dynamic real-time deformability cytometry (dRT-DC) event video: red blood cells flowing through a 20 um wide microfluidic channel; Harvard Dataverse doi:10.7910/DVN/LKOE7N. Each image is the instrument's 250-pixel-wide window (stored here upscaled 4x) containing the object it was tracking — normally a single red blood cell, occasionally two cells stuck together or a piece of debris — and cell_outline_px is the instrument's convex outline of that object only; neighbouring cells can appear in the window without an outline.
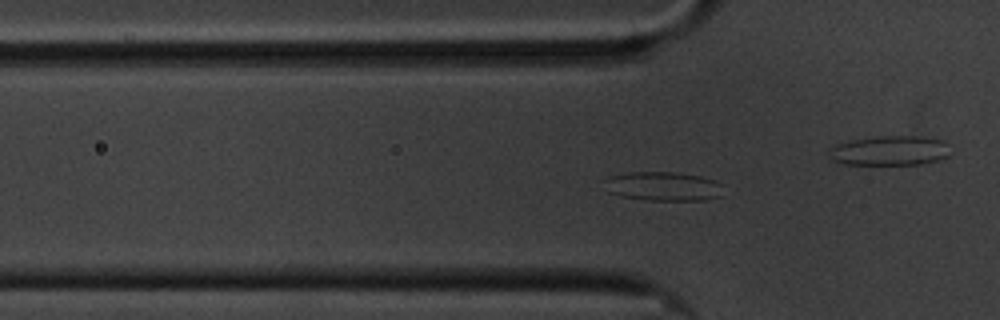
{"species": "common noctule bat (a hibernating species)", "species_latin": "Nyctalus noctula", "temperature_condition": "cold", "stored_images_in_passage": 61, "camera_frame_rate_fps": 3000, "um_per_image_px": 0.085, "animal": {"sex": "male", "body_mass_g": 20.1, "forearm_length_mm": 53.5}, "frame": {"image": 1, "passage_image": 19, "time_ms": 6.0, "image_size_px": [1000, 320], "cell_outline_px": [[724, 196], [704, 200], [644, 200], [620, 196], [608, 192], [604, 180], [608, 176], [632, 172], [676, 172], [700, 176], [716, 180], [724, 184]], "centroid_in_image_um": [56.44, 15.84], "position_along_channel_um": 69.4, "area_um2": 20.58}}
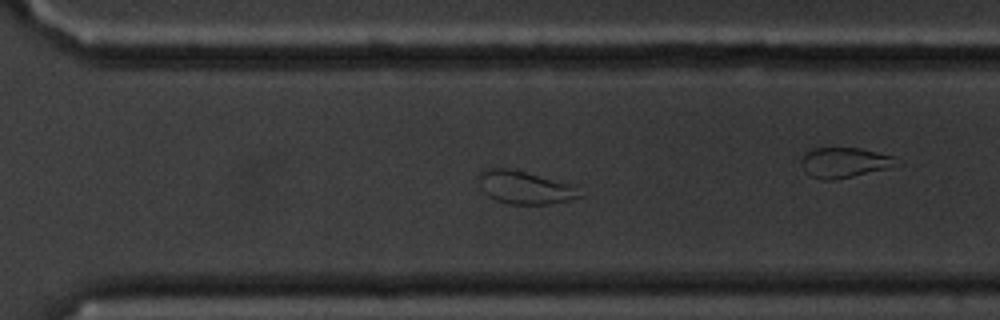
{"frame": {"image": 2, "passage_image": 42, "time_ms": 13.667, "image_size_px": [1000, 320], "cell_outline_px": [[584, 196], [568, 200], [548, 204], [508, 204], [496, 200], [488, 196], [480, 188], [476, 176], [484, 168], [508, 168], [576, 184]], "centroid_in_image_um": [44.61, 15.92], "position_along_channel_um": 326.0, "area_um2": 19.83}}
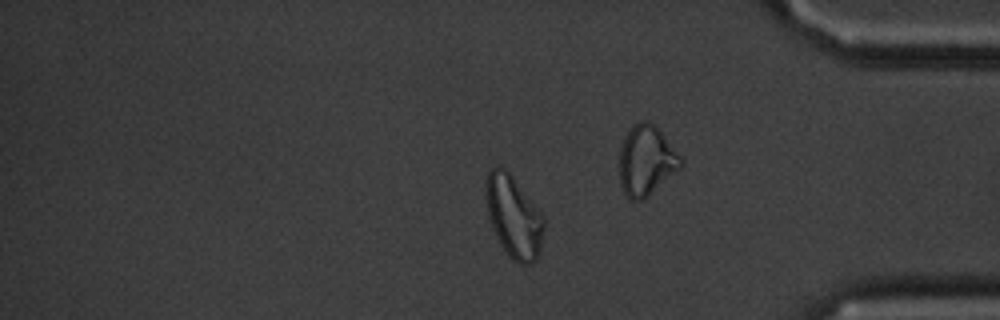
{"frame": {"image": 3, "passage_image": 50, "time_ms": 16.333, "image_size_px": [1000, 320], "cell_outline_px": [[544, 228], [540, 252], [536, 260], [528, 264], [520, 264], [512, 260], [508, 256], [500, 244], [496, 236], [488, 216], [484, 188], [484, 184], [488, 172], [496, 164], [500, 164], [512, 176], [544, 216]], "centroid_in_image_um": [43.64, 18.41], "position_along_channel_um": 391.6, "area_um2": 27.98}, "authors_computed_cell_mechanics": {"area_um2": 23.3512, "velocity_mm_per_s": 3.3478, "shape_relaxation_time_tau1_ms": 9.0344, "shape_relaxation_time_tau2_ms": 1.5371, "deformation_change_tau1": 0.2148, "deformation_change_tau2": 0.0794}}